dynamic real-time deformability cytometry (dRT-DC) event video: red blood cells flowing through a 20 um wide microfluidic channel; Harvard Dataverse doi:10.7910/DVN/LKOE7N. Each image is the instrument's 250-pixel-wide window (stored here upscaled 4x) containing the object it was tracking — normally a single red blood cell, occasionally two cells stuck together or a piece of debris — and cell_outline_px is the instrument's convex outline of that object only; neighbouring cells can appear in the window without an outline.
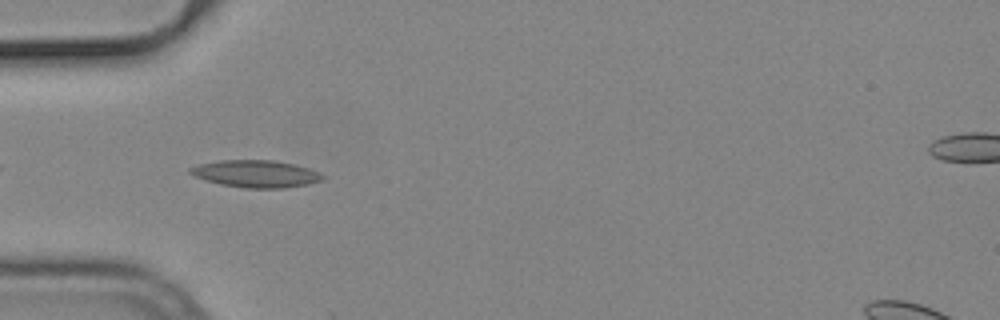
{"species": "common noctule bat (a hibernating species)", "species_latin": "Nyctalus noctula", "temperature_condition": "cold", "stored_images_in_passage": 40, "camera_frame_rate_fps": 3000, "um_per_image_px": 0.085, "animal": {"sex": "male", "body_mass_g": 19.2, "forearm_length_mm": 51.8}, "frame": {"image": 1, "passage_image": 3, "time_ms": 0.667, "image_size_px": [1000, 320], "cell_outline_px": [[324, 180], [308, 184], [284, 188], [244, 188], [220, 184], [196, 176], [188, 172], [188, 168], [200, 164], [220, 160], [272, 160], [292, 164], [308, 168], [320, 172], [324, 176]], "centroid_in_image_um": [21.77, 14.77], "position_along_channel_um": 63.2, "area_um2": 20.87}}
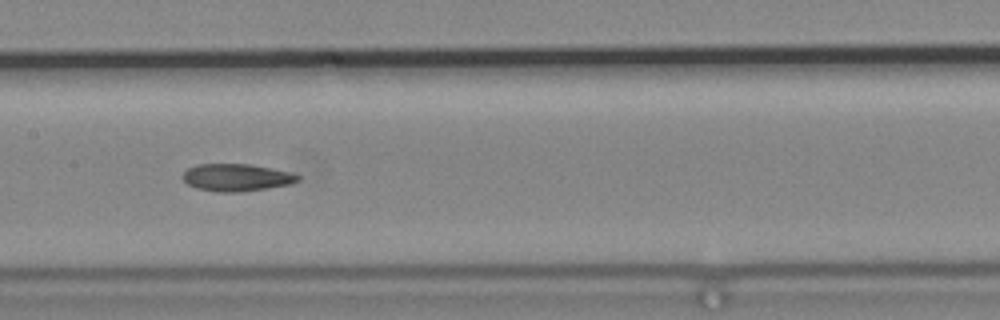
{"frame": {"image": 2, "passage_image": 13, "time_ms": 4.0, "image_size_px": [1000, 320], "cell_outline_px": [[300, 180], [288, 184], [268, 188], [240, 192], [216, 192], [196, 188], [188, 184], [184, 180], [184, 172], [188, 168], [196, 164], [248, 164], [272, 168], [288, 172], [300, 176]], "centroid_in_image_um": [20.09, 15.09], "position_along_channel_um": 187.3, "area_um2": 18.21}}
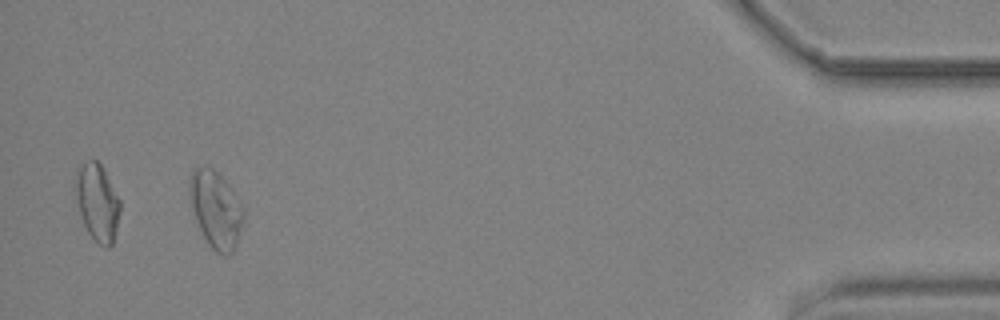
{"frame": {"image": 3, "passage_image": 37, "time_ms": 12.0, "image_size_px": [1000, 320], "cell_outline_px": [[244, 220], [236, 244], [232, 252], [228, 256], [224, 256], [216, 252], [208, 244], [196, 220], [188, 196], [188, 180], [192, 168], [196, 164], [208, 164], [228, 184], [244, 208]], "centroid_in_image_um": [18.31, 17.74], "position_along_channel_um": 416.9, "area_um2": 24.62}, "authors_computed_cell_mechanics": {"area_um2": 18.9006, "velocity_mm_per_s": 3.7642, "shape_relaxation_time_tau1_ms": null, "shape_relaxation_time_tau2_ms": 6.6057, "deformation_change_tau1": null, "deformation_change_tau2": 0.133}}